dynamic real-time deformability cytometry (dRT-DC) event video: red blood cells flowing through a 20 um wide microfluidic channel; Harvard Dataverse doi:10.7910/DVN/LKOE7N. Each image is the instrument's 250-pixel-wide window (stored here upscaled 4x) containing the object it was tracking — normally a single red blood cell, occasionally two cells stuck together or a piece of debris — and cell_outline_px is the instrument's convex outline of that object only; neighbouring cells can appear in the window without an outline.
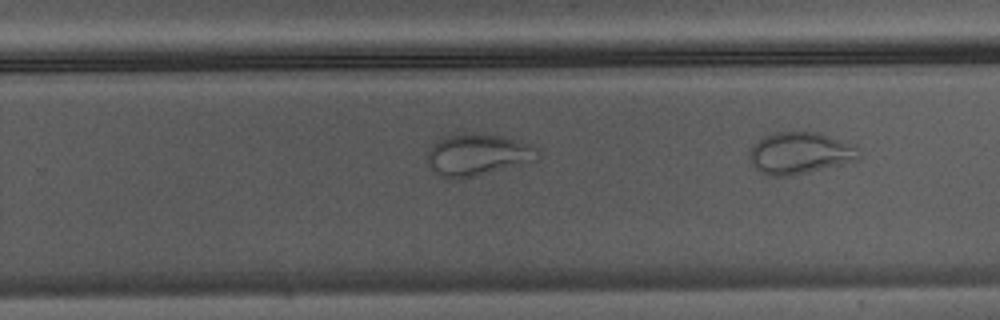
{"species": "Egyptian fruit bat (a non-hibernating species)", "species_latin": "Rousettus aegyptiacus", "temperature_condition": "warm", "stored_images_in_passage": 27, "camera_frame_rate_fps": 3000, "um_per_image_px": 0.085, "animal": {"sex": "male"}, "frame": {"image": 1, "passage_image": 27, "time_ms": 8.667, "image_size_px": [1000, 320], "cell_outline_px": [[860, 160], [792, 176], [768, 176], [760, 172], [752, 164], [748, 156], [748, 152], [756, 140], [764, 136], [776, 132], [820, 132], [856, 144]], "centroid_in_image_um": [68.0, 13.01], "position_along_channel_um": 261.8, "area_um2": 27.17}}